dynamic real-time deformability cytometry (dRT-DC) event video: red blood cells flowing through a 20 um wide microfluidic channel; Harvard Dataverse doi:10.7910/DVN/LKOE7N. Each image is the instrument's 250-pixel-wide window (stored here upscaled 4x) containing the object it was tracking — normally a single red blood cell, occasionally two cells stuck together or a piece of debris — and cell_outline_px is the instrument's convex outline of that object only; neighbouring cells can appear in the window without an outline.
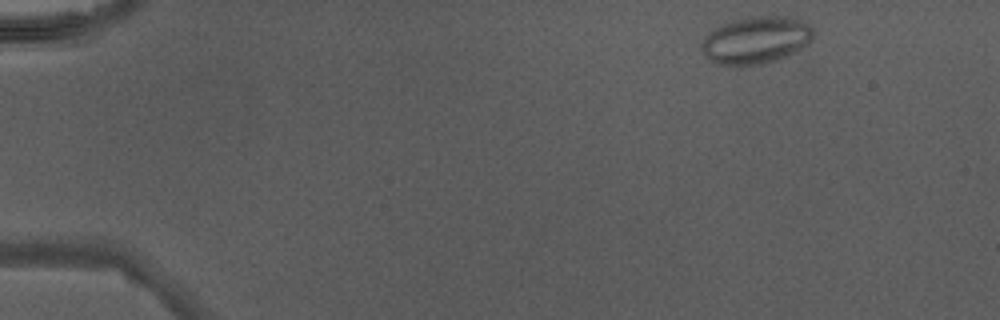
{"species": "Egyptian fruit bat (a non-hibernating species)", "species_latin": "Rousettus aegyptiacus", "temperature_condition": "warm", "stored_images_in_passage": 42, "camera_frame_rate_fps": 3000, "um_per_image_px": 0.085, "animal": {"sex": "male"}, "frame": {"image": 1, "passage_image": 1, "time_ms": 0.0, "image_size_px": [1000, 320], "cell_outline_px": [[816, 32], [812, 40], [808, 44], [776, 60], [764, 64], [736, 68], [720, 64], [712, 60], [700, 48], [700, 44], [704, 36], [716, 28], [732, 20], [752, 16], [788, 16], [800, 20], [808, 24]], "centroid_in_image_um": [64.26, 3.42], "position_along_channel_um": 20.7, "area_um2": 30.98}}
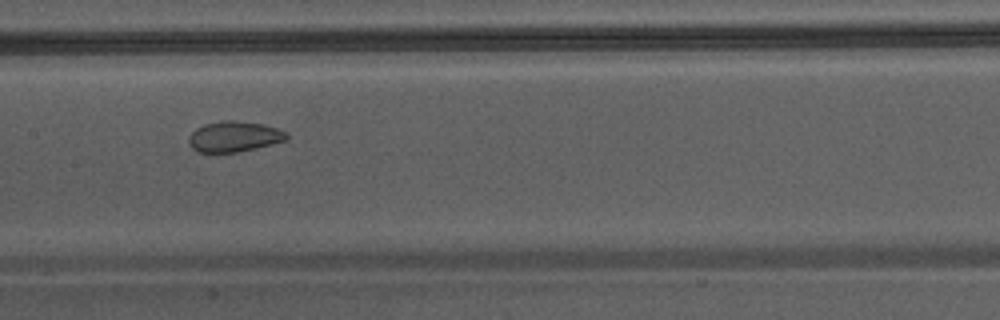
{"frame": {"image": 2, "passage_image": 20, "time_ms": 6.333, "image_size_px": [1000, 320], "cell_outline_px": [[288, 140], [272, 144], [236, 152], [196, 152], [188, 144], [188, 136], [196, 128], [204, 124], [224, 120], [236, 120], [264, 124], [288, 132]], "centroid_in_image_um": [19.89, 11.6], "position_along_channel_um": 187.5, "area_um2": 17.57}}
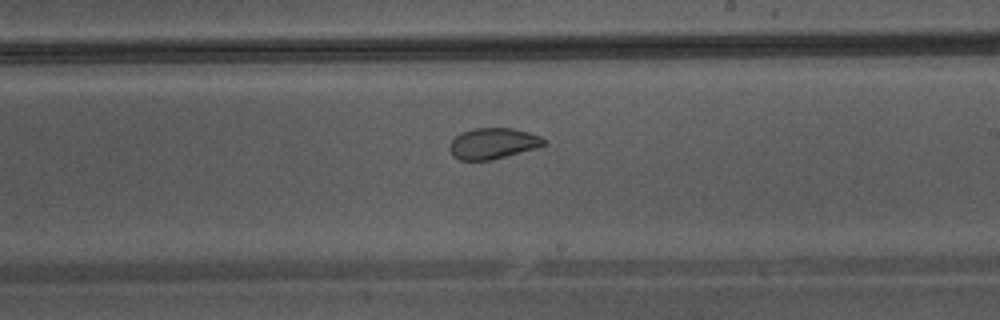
{"frame": {"image": 3, "passage_image": 24, "time_ms": 7.667, "image_size_px": [1000, 320], "cell_outline_px": [[548, 140], [544, 144], [536, 148], [492, 160], [460, 160], [452, 156], [448, 148], [452, 140], [460, 132], [472, 128], [512, 128], [528, 132], [540, 136]], "centroid_in_image_um": [41.88, 12.19], "position_along_channel_um": 247.1, "area_um2": 17.11}}